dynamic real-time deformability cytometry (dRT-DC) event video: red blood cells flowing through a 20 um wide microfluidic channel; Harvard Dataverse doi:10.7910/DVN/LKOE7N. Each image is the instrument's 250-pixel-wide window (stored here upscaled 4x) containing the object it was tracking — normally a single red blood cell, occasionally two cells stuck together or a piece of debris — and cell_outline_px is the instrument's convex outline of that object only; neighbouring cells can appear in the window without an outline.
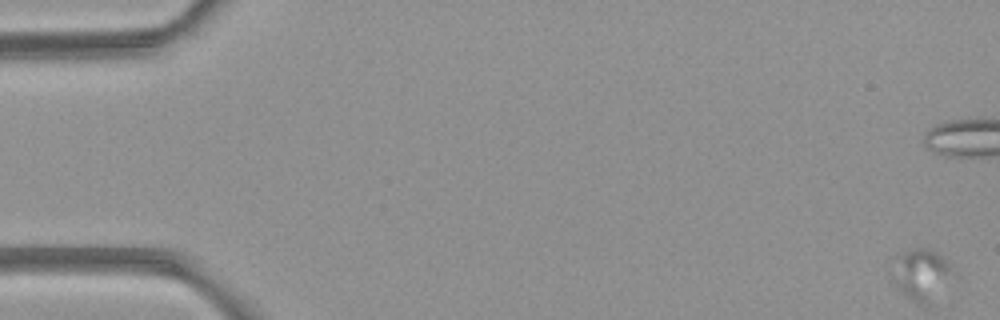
{"species": "common noctule bat (a hibernating species)", "species_latin": "Nyctalus noctula", "temperature_condition": "room temperature", "stored_images_in_passage": 6, "camera_frame_rate_fps": 3000, "um_per_image_px": 0.085, "animal": {"sex": "female", "body_mass_g": 21.9}, "frame": {"image": 1, "passage_image": 1, "time_ms": 0.0, "image_size_px": [1000, 320], "cell_outline_px": [[952, 272], [924, 300], [916, 304], [888, 276], [896, 256], [912, 248], [928, 248], [936, 252], [948, 264]], "centroid_in_image_um": [78.12, 23.17], "position_along_channel_um": 6.9, "area_um2": 16.24}}